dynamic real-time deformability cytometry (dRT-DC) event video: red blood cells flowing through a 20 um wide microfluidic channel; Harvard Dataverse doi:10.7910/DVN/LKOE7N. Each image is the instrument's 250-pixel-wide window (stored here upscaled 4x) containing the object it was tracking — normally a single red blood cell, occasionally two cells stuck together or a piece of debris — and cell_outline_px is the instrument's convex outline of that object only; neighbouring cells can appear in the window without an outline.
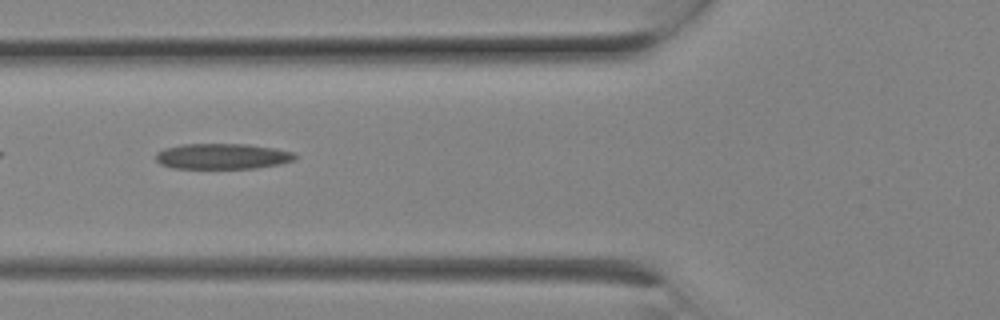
{"species": "Egyptian fruit bat (a non-hibernating species)", "species_latin": "Rousettus aegyptiacus", "temperature_condition": "room temperature", "stored_images_in_passage": 3, "camera_frame_rate_fps": 3000, "um_per_image_px": 0.085, "animal": {"sex": "female"}, "frame": {"image": 1, "passage_image": 3, "time_ms": 0.667, "image_size_px": [1000, 320], "cell_outline_px": [[296, 160], [280, 164], [256, 168], [172, 168], [160, 164], [156, 160], [156, 152], [164, 148], [180, 144], [248, 144], [272, 148], [292, 152], [296, 156]], "centroid_in_image_um": [18.87, 13.28], "position_along_channel_um": 106.9, "area_um2": 20.81}}